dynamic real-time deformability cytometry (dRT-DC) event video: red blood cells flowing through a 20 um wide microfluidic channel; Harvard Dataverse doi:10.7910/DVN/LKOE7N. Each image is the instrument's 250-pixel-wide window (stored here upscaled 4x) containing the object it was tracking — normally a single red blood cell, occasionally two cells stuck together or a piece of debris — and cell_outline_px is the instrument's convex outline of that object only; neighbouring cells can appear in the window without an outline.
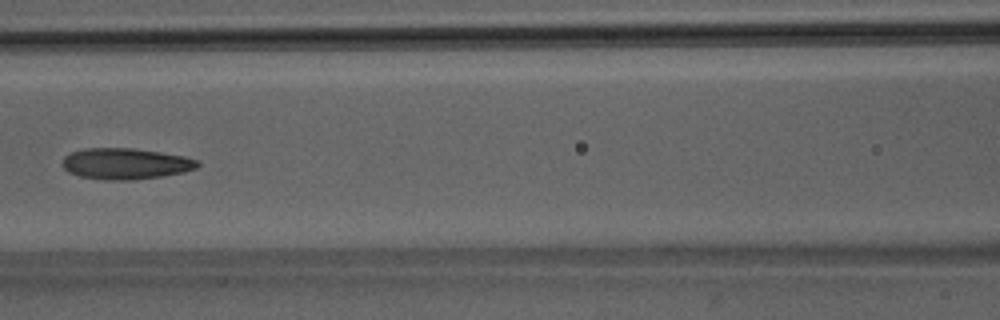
{"species": "Egyptian fruit bat (a non-hibernating species)", "species_latin": "Rousettus aegyptiacus", "temperature_condition": "room temperature", "stored_images_in_passage": 4, "camera_frame_rate_fps": 3000, "um_per_image_px": 0.085, "animal": {"sex": "male"}, "frame": {"image": 1, "passage_image": 4, "time_ms": 3.333, "image_size_px": [1000, 320], "cell_outline_px": [[200, 164], [196, 168], [184, 172], [160, 176], [132, 180], [104, 180], [80, 176], [68, 172], [60, 164], [64, 156], [72, 152], [84, 148], [132, 148], [160, 152], [184, 156], [196, 160]], "centroid_in_image_um": [10.63, 13.91], "position_along_channel_um": 156.0, "area_um2": 24.51}}